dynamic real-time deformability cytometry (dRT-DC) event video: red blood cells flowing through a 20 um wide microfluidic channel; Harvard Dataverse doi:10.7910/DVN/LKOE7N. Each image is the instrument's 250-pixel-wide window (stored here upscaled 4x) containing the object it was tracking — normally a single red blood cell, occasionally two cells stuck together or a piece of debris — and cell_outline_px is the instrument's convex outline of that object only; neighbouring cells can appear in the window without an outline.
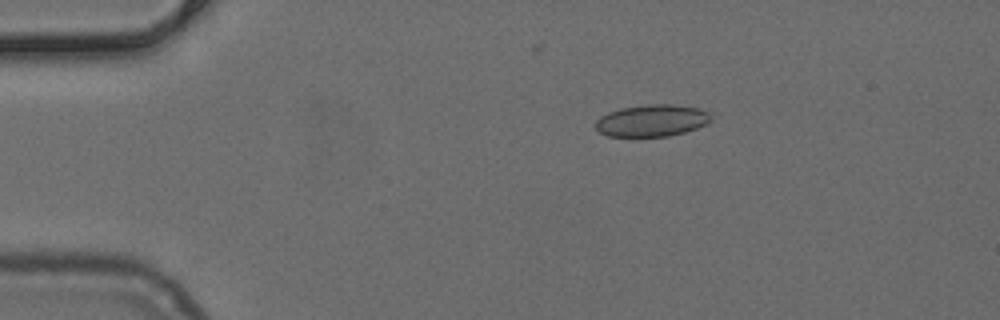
{"species": "common noctule bat (a hibernating species)", "species_latin": "Nyctalus noctula", "temperature_condition": "cold", "stored_images_in_passage": 43, "camera_frame_rate_fps": 3000, "um_per_image_px": 0.085, "animal": {"sex": "female", "body_mass_g": 24.6, "forearm_length_mm": 56.2}, "frame": {"image": 1, "passage_image": 1, "time_ms": 0.0, "image_size_px": [1000, 320], "cell_outline_px": [[712, 120], [696, 128], [684, 132], [668, 136], [608, 136], [600, 132], [596, 128], [596, 120], [600, 116], [608, 112], [620, 108], [648, 104], [672, 104], [700, 108], [708, 112], [712, 116]], "centroid_in_image_um": [55.41, 10.23], "position_along_channel_um": 29.6, "area_um2": 21.44}}
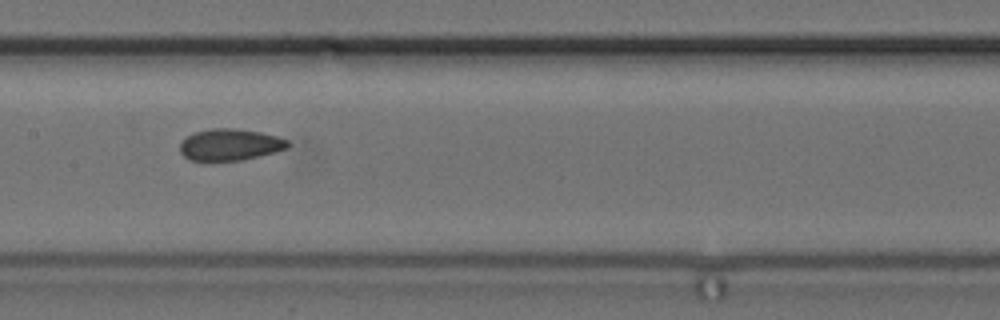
{"frame": {"image": 2, "passage_image": 17, "time_ms": 5.333, "image_size_px": [1000, 320], "cell_outline_px": [[288, 148], [276, 152], [240, 160], [188, 160], [180, 152], [180, 144], [188, 136], [196, 132], [212, 128], [232, 128], [260, 132], [276, 136], [288, 140]], "centroid_in_image_um": [19.56, 12.29], "position_along_channel_um": 187.8, "area_um2": 19.59}}
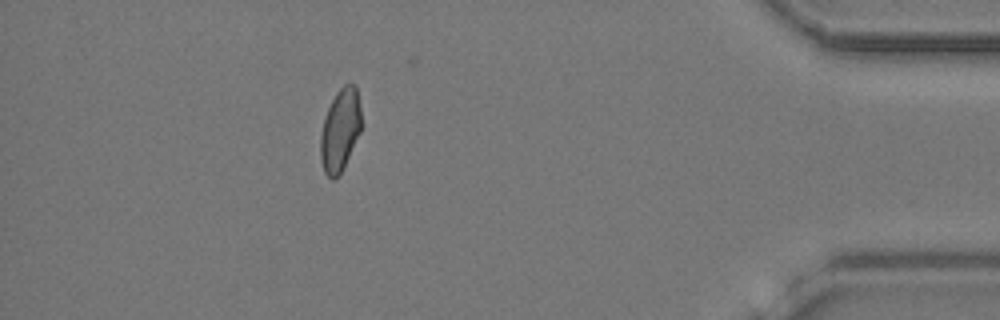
{"frame": {"image": 3, "passage_image": 37, "time_ms": 12.0, "image_size_px": [1000, 320], "cell_outline_px": [[360, 132], [336, 180], [332, 180], [324, 172], [320, 156], [320, 136], [324, 116], [336, 92], [344, 84], [356, 84], [360, 108]], "centroid_in_image_um": [28.89, 11.04], "position_along_channel_um": 406.3, "area_um2": 19.36}}